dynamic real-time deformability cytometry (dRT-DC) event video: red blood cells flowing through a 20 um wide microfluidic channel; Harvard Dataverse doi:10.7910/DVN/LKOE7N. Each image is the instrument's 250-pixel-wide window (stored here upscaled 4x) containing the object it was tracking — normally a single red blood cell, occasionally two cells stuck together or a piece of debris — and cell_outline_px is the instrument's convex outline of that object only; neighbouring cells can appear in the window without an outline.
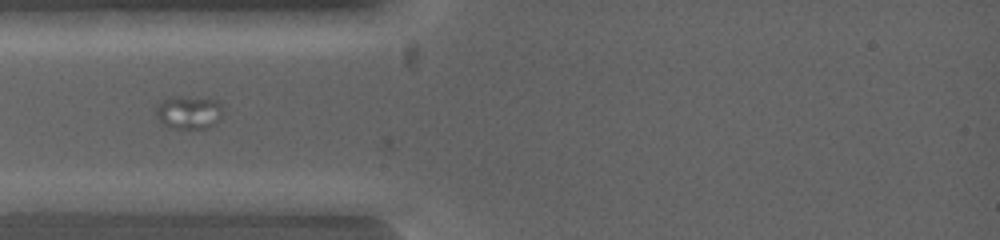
{"species": "common noctule bat (a hibernating species)", "species_latin": "Nyctalus noctula", "temperature_condition": "warm", "stored_images_in_passage": 2, "camera_frame_rate_fps": 5000, "um_per_image_px": 0.085, "animal": {"sex": "female", "body_mass_g": 19.0, "forearm_length_mm": 53.3}, "frame": {"image": 1, "passage_image": 1, "time_ms": 0.0, "image_size_px": [1000, 240], "cell_outline_px": [[336, 216], [292, 216], [208, 208], [200, 200], [212, 192], [288, 192], [336, 200]], "centroid_in_image_um": [23.11, 17.29], "position_along_channel_um": 61.9, "area_um2": 18.73}}